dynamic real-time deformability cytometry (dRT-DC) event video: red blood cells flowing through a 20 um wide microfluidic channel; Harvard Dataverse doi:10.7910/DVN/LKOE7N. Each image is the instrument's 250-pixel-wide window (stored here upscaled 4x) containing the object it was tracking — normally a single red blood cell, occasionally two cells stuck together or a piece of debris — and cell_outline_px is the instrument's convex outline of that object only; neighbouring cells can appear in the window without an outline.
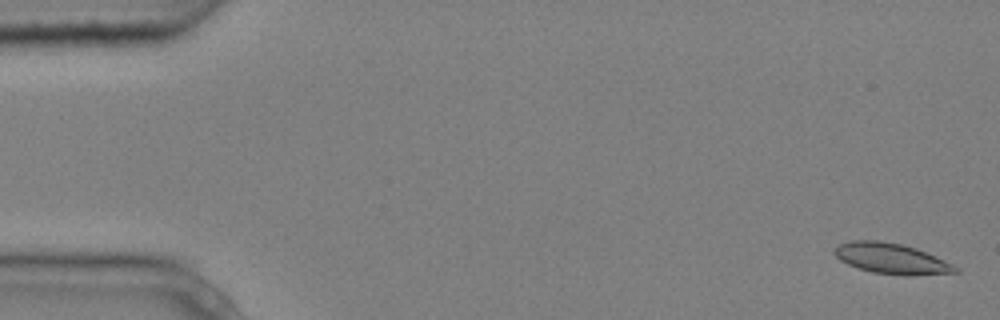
{"species": "common noctule bat (a hibernating species)", "species_latin": "Nyctalus noctula", "temperature_condition": "cold", "stored_images_in_passage": 5, "camera_frame_rate_fps": 3000, "um_per_image_px": 0.085, "animal": {"sex": "male", "body_mass_g": 20.4}, "frame": {"image": 1, "passage_image": 1, "time_ms": 0.0, "image_size_px": [1000, 320], "cell_outline_px": [[960, 272], [908, 276], [904, 276], [872, 272], [848, 264], [840, 260], [832, 252], [840, 244], [852, 240], [880, 240], [904, 244], [916, 248], [944, 260], [960, 268]], "centroid_in_image_um": [75.79, 21.98], "position_along_channel_um": 9.2, "area_um2": 21.62}}
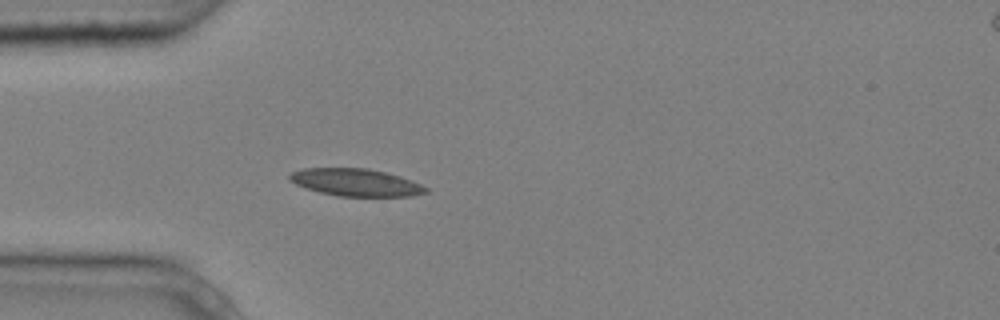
{"frame": {"image": 2, "passage_image": 5, "time_ms": 1.333, "image_size_px": [1000, 320], "cell_outline_px": [[428, 192], [412, 196], [336, 196], [320, 192], [296, 184], [288, 180], [288, 176], [292, 172], [304, 168], [368, 168], [400, 176], [420, 184], [428, 188]], "centroid_in_image_um": [30.24, 15.5], "position_along_channel_um": 54.8, "area_um2": 21.62}}